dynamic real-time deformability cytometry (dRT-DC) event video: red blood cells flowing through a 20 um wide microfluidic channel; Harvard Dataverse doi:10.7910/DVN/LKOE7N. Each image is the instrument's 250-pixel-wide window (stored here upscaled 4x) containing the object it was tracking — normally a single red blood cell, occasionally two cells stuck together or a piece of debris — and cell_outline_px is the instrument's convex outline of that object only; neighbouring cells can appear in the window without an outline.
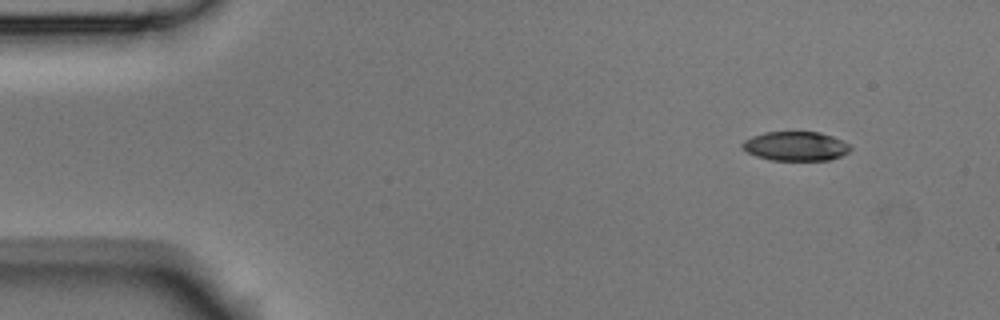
{"species": "Egyptian fruit bat (a non-hibernating species)", "species_latin": "Rousettus aegyptiacus", "temperature_condition": "room temperature", "stored_images_in_passage": 4, "segment_of_instrument_passage": [1, 2], "camera_frame_rate_fps": 3000, "um_per_image_px": 0.085, "animal": {"sex": "male"}, "frame": {"image": 1, "passage_image": 1, "time_ms": 0.0, "image_size_px": [1000, 320], "cell_outline_px": [[852, 148], [848, 152], [840, 156], [828, 160], [772, 160], [756, 156], [740, 148], [740, 144], [744, 140], [752, 136], [764, 132], [820, 132], [832, 136], [848, 144]], "centroid_in_image_um": [67.59, 12.42], "position_along_channel_um": 17.4, "area_um2": 18.38}}
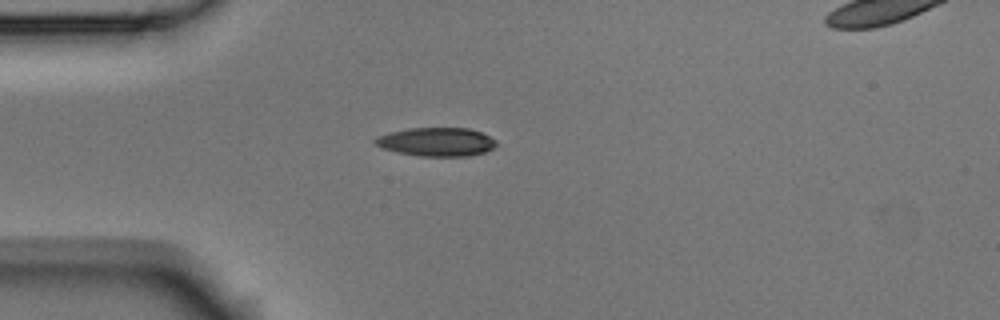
{"frame": {"image": 2, "passage_image": 3, "time_ms": 0.667, "image_size_px": [1000, 320], "cell_outline_px": [[496, 144], [492, 148], [484, 152], [468, 156], [420, 156], [396, 152], [384, 148], [376, 144], [372, 140], [376, 136], [388, 132], [408, 128], [468, 128], [480, 132], [496, 140]], "centroid_in_image_um": [37.06, 12.05], "position_along_channel_um": 47.9, "area_um2": 20.17}}